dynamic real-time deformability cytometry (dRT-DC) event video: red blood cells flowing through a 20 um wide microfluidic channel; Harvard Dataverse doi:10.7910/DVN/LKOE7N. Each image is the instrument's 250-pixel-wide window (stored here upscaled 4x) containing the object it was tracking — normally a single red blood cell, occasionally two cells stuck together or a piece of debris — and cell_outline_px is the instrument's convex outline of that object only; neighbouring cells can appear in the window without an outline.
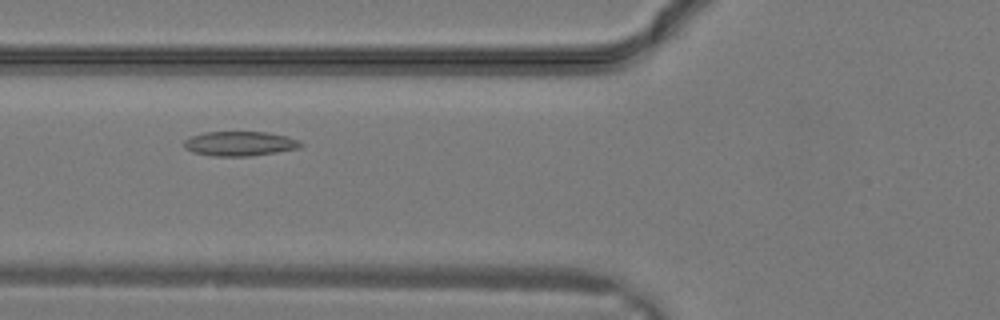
{"species": "common noctule bat (a hibernating species)", "species_latin": "Nyctalus noctula", "temperature_condition": "warm", "stored_images_in_passage": 22, "camera_frame_rate_fps": 3000, "um_per_image_px": 0.085, "animal": {"sex": "male", "body_mass_g": 19.2, "forearm_length_mm": 51.8}, "frame": {"image": 1, "passage_image": 6, "time_ms": 1.667, "image_size_px": [1000, 320], "cell_outline_px": [[304, 144], [300, 148], [252, 156], [212, 156], [192, 152], [184, 148], [184, 140], [192, 136], [204, 132], [268, 132], [288, 136], [300, 140]], "centroid_in_image_um": [20.41, 12.21], "position_along_channel_um": 105.4, "area_um2": 16.88}}
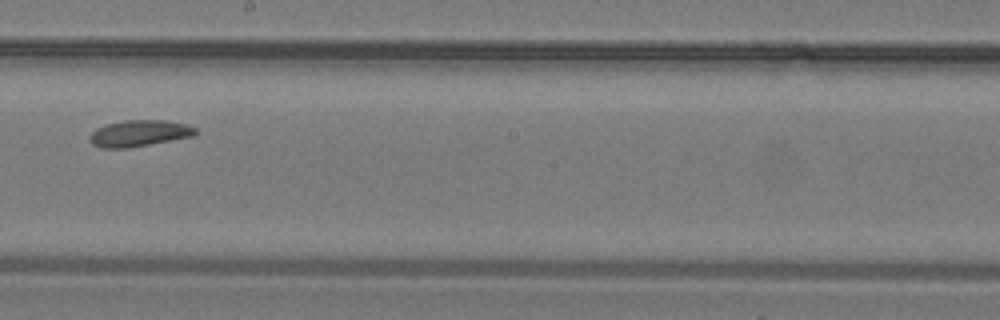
{"frame": {"image": 2, "passage_image": 12, "time_ms": 3.667, "image_size_px": [1000, 320], "cell_outline_px": [[196, 132], [192, 136], [128, 148], [100, 148], [92, 144], [88, 140], [88, 136], [96, 128], [108, 124], [124, 120], [164, 120], [184, 124], [196, 128]], "centroid_in_image_um": [11.76, 11.33], "position_along_channel_um": 236.4, "area_um2": 16.13}}
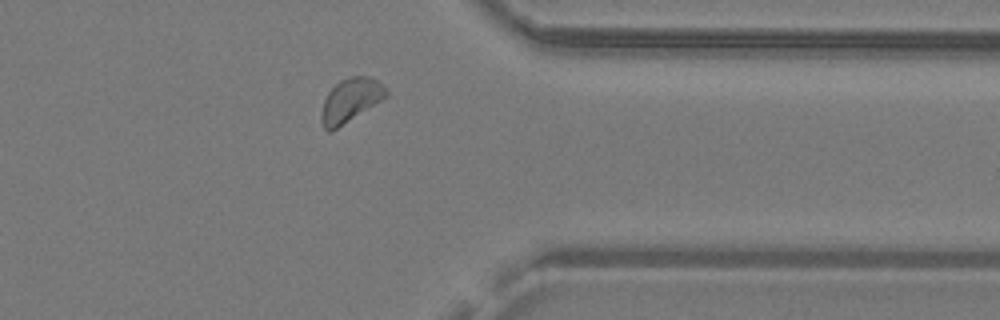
{"frame": {"image": 3, "passage_image": 19, "time_ms": 6.0, "image_size_px": [1000, 320], "cell_outline_px": [[388, 96], [332, 132], [328, 132], [324, 128], [320, 120], [320, 116], [324, 100], [328, 92], [340, 80], [352, 76], [368, 76], [376, 80], [388, 92]], "centroid_in_image_um": [29.76, 8.55], "position_along_channel_um": 381.6, "area_um2": 16.42}}